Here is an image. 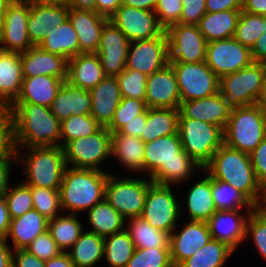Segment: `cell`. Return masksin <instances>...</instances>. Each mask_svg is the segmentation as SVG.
Returning a JSON list of instances; mask_svg holds the SVG:
<instances>
[{
    "label": "cell",
    "instance_id": "cell-25",
    "mask_svg": "<svg viewBox=\"0 0 266 267\" xmlns=\"http://www.w3.org/2000/svg\"><path fill=\"white\" fill-rule=\"evenodd\" d=\"M69 7L66 4H33L29 3L27 23L28 36L34 46L45 38L49 27L61 26L68 20Z\"/></svg>",
    "mask_w": 266,
    "mask_h": 267
},
{
    "label": "cell",
    "instance_id": "cell-66",
    "mask_svg": "<svg viewBox=\"0 0 266 267\" xmlns=\"http://www.w3.org/2000/svg\"><path fill=\"white\" fill-rule=\"evenodd\" d=\"M45 267H74L68 253L61 252L58 256L45 261Z\"/></svg>",
    "mask_w": 266,
    "mask_h": 267
},
{
    "label": "cell",
    "instance_id": "cell-35",
    "mask_svg": "<svg viewBox=\"0 0 266 267\" xmlns=\"http://www.w3.org/2000/svg\"><path fill=\"white\" fill-rule=\"evenodd\" d=\"M178 117L179 109L147 108V121L140 139L145 143L158 137L177 134Z\"/></svg>",
    "mask_w": 266,
    "mask_h": 267
},
{
    "label": "cell",
    "instance_id": "cell-56",
    "mask_svg": "<svg viewBox=\"0 0 266 267\" xmlns=\"http://www.w3.org/2000/svg\"><path fill=\"white\" fill-rule=\"evenodd\" d=\"M249 156L257 181L262 189H264L266 187V137Z\"/></svg>",
    "mask_w": 266,
    "mask_h": 267
},
{
    "label": "cell",
    "instance_id": "cell-9",
    "mask_svg": "<svg viewBox=\"0 0 266 267\" xmlns=\"http://www.w3.org/2000/svg\"><path fill=\"white\" fill-rule=\"evenodd\" d=\"M153 183L150 179H119L116 175H108L104 199L126 219L141 217L144 209L148 187Z\"/></svg>",
    "mask_w": 266,
    "mask_h": 267
},
{
    "label": "cell",
    "instance_id": "cell-30",
    "mask_svg": "<svg viewBox=\"0 0 266 267\" xmlns=\"http://www.w3.org/2000/svg\"><path fill=\"white\" fill-rule=\"evenodd\" d=\"M22 82L21 53L0 50V102L9 107L18 97Z\"/></svg>",
    "mask_w": 266,
    "mask_h": 267
},
{
    "label": "cell",
    "instance_id": "cell-68",
    "mask_svg": "<svg viewBox=\"0 0 266 267\" xmlns=\"http://www.w3.org/2000/svg\"><path fill=\"white\" fill-rule=\"evenodd\" d=\"M66 5L69 8H76V9L96 12L95 0H67Z\"/></svg>",
    "mask_w": 266,
    "mask_h": 267
},
{
    "label": "cell",
    "instance_id": "cell-2",
    "mask_svg": "<svg viewBox=\"0 0 266 267\" xmlns=\"http://www.w3.org/2000/svg\"><path fill=\"white\" fill-rule=\"evenodd\" d=\"M9 112L14 120L15 144L24 148L60 146L61 122L49 107L31 103H12Z\"/></svg>",
    "mask_w": 266,
    "mask_h": 267
},
{
    "label": "cell",
    "instance_id": "cell-51",
    "mask_svg": "<svg viewBox=\"0 0 266 267\" xmlns=\"http://www.w3.org/2000/svg\"><path fill=\"white\" fill-rule=\"evenodd\" d=\"M146 109L145 101L128 97L122 98L107 129L111 133L117 132L122 126L130 122L135 116L142 114Z\"/></svg>",
    "mask_w": 266,
    "mask_h": 267
},
{
    "label": "cell",
    "instance_id": "cell-18",
    "mask_svg": "<svg viewBox=\"0 0 266 267\" xmlns=\"http://www.w3.org/2000/svg\"><path fill=\"white\" fill-rule=\"evenodd\" d=\"M130 41L125 34L108 20L101 31L99 56L106 76H117L126 68Z\"/></svg>",
    "mask_w": 266,
    "mask_h": 267
},
{
    "label": "cell",
    "instance_id": "cell-31",
    "mask_svg": "<svg viewBox=\"0 0 266 267\" xmlns=\"http://www.w3.org/2000/svg\"><path fill=\"white\" fill-rule=\"evenodd\" d=\"M48 230V219L32 209L20 217L11 219L7 234L11 236L13 250L26 249L40 234Z\"/></svg>",
    "mask_w": 266,
    "mask_h": 267
},
{
    "label": "cell",
    "instance_id": "cell-22",
    "mask_svg": "<svg viewBox=\"0 0 266 267\" xmlns=\"http://www.w3.org/2000/svg\"><path fill=\"white\" fill-rule=\"evenodd\" d=\"M68 60L61 55L33 46L21 53L23 78L47 75L66 81Z\"/></svg>",
    "mask_w": 266,
    "mask_h": 267
},
{
    "label": "cell",
    "instance_id": "cell-7",
    "mask_svg": "<svg viewBox=\"0 0 266 267\" xmlns=\"http://www.w3.org/2000/svg\"><path fill=\"white\" fill-rule=\"evenodd\" d=\"M223 128L191 118H178L183 150L203 168L224 144Z\"/></svg>",
    "mask_w": 266,
    "mask_h": 267
},
{
    "label": "cell",
    "instance_id": "cell-45",
    "mask_svg": "<svg viewBox=\"0 0 266 267\" xmlns=\"http://www.w3.org/2000/svg\"><path fill=\"white\" fill-rule=\"evenodd\" d=\"M265 32V16L241 10L234 38L242 45L252 48Z\"/></svg>",
    "mask_w": 266,
    "mask_h": 267
},
{
    "label": "cell",
    "instance_id": "cell-43",
    "mask_svg": "<svg viewBox=\"0 0 266 267\" xmlns=\"http://www.w3.org/2000/svg\"><path fill=\"white\" fill-rule=\"evenodd\" d=\"M134 250V243L125 229L104 237V256L110 267H126Z\"/></svg>",
    "mask_w": 266,
    "mask_h": 267
},
{
    "label": "cell",
    "instance_id": "cell-32",
    "mask_svg": "<svg viewBox=\"0 0 266 267\" xmlns=\"http://www.w3.org/2000/svg\"><path fill=\"white\" fill-rule=\"evenodd\" d=\"M42 50L61 55L67 60L80 54L78 36L70 22L61 26L49 27L45 38L38 45Z\"/></svg>",
    "mask_w": 266,
    "mask_h": 267
},
{
    "label": "cell",
    "instance_id": "cell-46",
    "mask_svg": "<svg viewBox=\"0 0 266 267\" xmlns=\"http://www.w3.org/2000/svg\"><path fill=\"white\" fill-rule=\"evenodd\" d=\"M126 267H174L170 248H139L134 250Z\"/></svg>",
    "mask_w": 266,
    "mask_h": 267
},
{
    "label": "cell",
    "instance_id": "cell-50",
    "mask_svg": "<svg viewBox=\"0 0 266 267\" xmlns=\"http://www.w3.org/2000/svg\"><path fill=\"white\" fill-rule=\"evenodd\" d=\"M245 234L246 239L251 234L258 252L266 260V214L259 207L248 214Z\"/></svg>",
    "mask_w": 266,
    "mask_h": 267
},
{
    "label": "cell",
    "instance_id": "cell-27",
    "mask_svg": "<svg viewBox=\"0 0 266 267\" xmlns=\"http://www.w3.org/2000/svg\"><path fill=\"white\" fill-rule=\"evenodd\" d=\"M105 77L96 53H80L67 62L66 82L75 87L89 91Z\"/></svg>",
    "mask_w": 266,
    "mask_h": 267
},
{
    "label": "cell",
    "instance_id": "cell-3",
    "mask_svg": "<svg viewBox=\"0 0 266 267\" xmlns=\"http://www.w3.org/2000/svg\"><path fill=\"white\" fill-rule=\"evenodd\" d=\"M202 170L208 172L211 178L230 184L255 207L260 205L263 189L257 181L248 153L223 144Z\"/></svg>",
    "mask_w": 266,
    "mask_h": 267
},
{
    "label": "cell",
    "instance_id": "cell-55",
    "mask_svg": "<svg viewBox=\"0 0 266 267\" xmlns=\"http://www.w3.org/2000/svg\"><path fill=\"white\" fill-rule=\"evenodd\" d=\"M180 24L198 25L200 19L207 13L206 0H182Z\"/></svg>",
    "mask_w": 266,
    "mask_h": 267
},
{
    "label": "cell",
    "instance_id": "cell-64",
    "mask_svg": "<svg viewBox=\"0 0 266 267\" xmlns=\"http://www.w3.org/2000/svg\"><path fill=\"white\" fill-rule=\"evenodd\" d=\"M6 240L8 239L0 236V267H12L13 265V249Z\"/></svg>",
    "mask_w": 266,
    "mask_h": 267
},
{
    "label": "cell",
    "instance_id": "cell-23",
    "mask_svg": "<svg viewBox=\"0 0 266 267\" xmlns=\"http://www.w3.org/2000/svg\"><path fill=\"white\" fill-rule=\"evenodd\" d=\"M92 109L90 115L102 126L108 127L119 106L122 95L116 76H106L89 90Z\"/></svg>",
    "mask_w": 266,
    "mask_h": 267
},
{
    "label": "cell",
    "instance_id": "cell-62",
    "mask_svg": "<svg viewBox=\"0 0 266 267\" xmlns=\"http://www.w3.org/2000/svg\"><path fill=\"white\" fill-rule=\"evenodd\" d=\"M17 161V158H0V195H4L9 189V175L11 172V161Z\"/></svg>",
    "mask_w": 266,
    "mask_h": 267
},
{
    "label": "cell",
    "instance_id": "cell-26",
    "mask_svg": "<svg viewBox=\"0 0 266 267\" xmlns=\"http://www.w3.org/2000/svg\"><path fill=\"white\" fill-rule=\"evenodd\" d=\"M80 46V53H96L100 45L101 31L109 20L96 12L70 8L69 16Z\"/></svg>",
    "mask_w": 266,
    "mask_h": 267
},
{
    "label": "cell",
    "instance_id": "cell-10",
    "mask_svg": "<svg viewBox=\"0 0 266 267\" xmlns=\"http://www.w3.org/2000/svg\"><path fill=\"white\" fill-rule=\"evenodd\" d=\"M63 150L68 167L103 171L98 165L111 156V132L101 127L92 135L69 141Z\"/></svg>",
    "mask_w": 266,
    "mask_h": 267
},
{
    "label": "cell",
    "instance_id": "cell-21",
    "mask_svg": "<svg viewBox=\"0 0 266 267\" xmlns=\"http://www.w3.org/2000/svg\"><path fill=\"white\" fill-rule=\"evenodd\" d=\"M231 107L218 92L212 96L180 103L178 118H191L225 128Z\"/></svg>",
    "mask_w": 266,
    "mask_h": 267
},
{
    "label": "cell",
    "instance_id": "cell-38",
    "mask_svg": "<svg viewBox=\"0 0 266 267\" xmlns=\"http://www.w3.org/2000/svg\"><path fill=\"white\" fill-rule=\"evenodd\" d=\"M87 216L90 226H92L90 231L103 238L125 229L126 219L105 199L90 208Z\"/></svg>",
    "mask_w": 266,
    "mask_h": 267
},
{
    "label": "cell",
    "instance_id": "cell-69",
    "mask_svg": "<svg viewBox=\"0 0 266 267\" xmlns=\"http://www.w3.org/2000/svg\"><path fill=\"white\" fill-rule=\"evenodd\" d=\"M33 4H50V5H61L67 4V0H26Z\"/></svg>",
    "mask_w": 266,
    "mask_h": 267
},
{
    "label": "cell",
    "instance_id": "cell-34",
    "mask_svg": "<svg viewBox=\"0 0 266 267\" xmlns=\"http://www.w3.org/2000/svg\"><path fill=\"white\" fill-rule=\"evenodd\" d=\"M145 143L140 139L121 133H111V155H115L126 168L144 172Z\"/></svg>",
    "mask_w": 266,
    "mask_h": 267
},
{
    "label": "cell",
    "instance_id": "cell-48",
    "mask_svg": "<svg viewBox=\"0 0 266 267\" xmlns=\"http://www.w3.org/2000/svg\"><path fill=\"white\" fill-rule=\"evenodd\" d=\"M15 187L8 189L5 194V202L11 219L22 216L33 209L31 186L25 183H17Z\"/></svg>",
    "mask_w": 266,
    "mask_h": 267
},
{
    "label": "cell",
    "instance_id": "cell-72",
    "mask_svg": "<svg viewBox=\"0 0 266 267\" xmlns=\"http://www.w3.org/2000/svg\"><path fill=\"white\" fill-rule=\"evenodd\" d=\"M9 113V107L0 102V121Z\"/></svg>",
    "mask_w": 266,
    "mask_h": 267
},
{
    "label": "cell",
    "instance_id": "cell-5",
    "mask_svg": "<svg viewBox=\"0 0 266 267\" xmlns=\"http://www.w3.org/2000/svg\"><path fill=\"white\" fill-rule=\"evenodd\" d=\"M20 154V150L17 149V161L21 159L24 173L27 175V181L23 183L48 189L60 188L67 167L61 146L30 147L26 156Z\"/></svg>",
    "mask_w": 266,
    "mask_h": 267
},
{
    "label": "cell",
    "instance_id": "cell-53",
    "mask_svg": "<svg viewBox=\"0 0 266 267\" xmlns=\"http://www.w3.org/2000/svg\"><path fill=\"white\" fill-rule=\"evenodd\" d=\"M26 250L43 261H48L63 252L55 243L48 230L38 235Z\"/></svg>",
    "mask_w": 266,
    "mask_h": 267
},
{
    "label": "cell",
    "instance_id": "cell-47",
    "mask_svg": "<svg viewBox=\"0 0 266 267\" xmlns=\"http://www.w3.org/2000/svg\"><path fill=\"white\" fill-rule=\"evenodd\" d=\"M31 195L33 199V209L37 210L48 220L60 215L62 211L60 205L59 189H48L43 187L31 186Z\"/></svg>",
    "mask_w": 266,
    "mask_h": 267
},
{
    "label": "cell",
    "instance_id": "cell-65",
    "mask_svg": "<svg viewBox=\"0 0 266 267\" xmlns=\"http://www.w3.org/2000/svg\"><path fill=\"white\" fill-rule=\"evenodd\" d=\"M242 11L266 16V0H243Z\"/></svg>",
    "mask_w": 266,
    "mask_h": 267
},
{
    "label": "cell",
    "instance_id": "cell-73",
    "mask_svg": "<svg viewBox=\"0 0 266 267\" xmlns=\"http://www.w3.org/2000/svg\"><path fill=\"white\" fill-rule=\"evenodd\" d=\"M258 207L266 214V187L263 189L262 200Z\"/></svg>",
    "mask_w": 266,
    "mask_h": 267
},
{
    "label": "cell",
    "instance_id": "cell-33",
    "mask_svg": "<svg viewBox=\"0 0 266 267\" xmlns=\"http://www.w3.org/2000/svg\"><path fill=\"white\" fill-rule=\"evenodd\" d=\"M241 10L207 12L198 24L207 42L234 37Z\"/></svg>",
    "mask_w": 266,
    "mask_h": 267
},
{
    "label": "cell",
    "instance_id": "cell-8",
    "mask_svg": "<svg viewBox=\"0 0 266 267\" xmlns=\"http://www.w3.org/2000/svg\"><path fill=\"white\" fill-rule=\"evenodd\" d=\"M265 76L266 65L253 62L248 67L221 77L219 92L231 108L258 104Z\"/></svg>",
    "mask_w": 266,
    "mask_h": 267
},
{
    "label": "cell",
    "instance_id": "cell-6",
    "mask_svg": "<svg viewBox=\"0 0 266 267\" xmlns=\"http://www.w3.org/2000/svg\"><path fill=\"white\" fill-rule=\"evenodd\" d=\"M224 145L250 154L266 137V113L258 105L232 108L224 130Z\"/></svg>",
    "mask_w": 266,
    "mask_h": 267
},
{
    "label": "cell",
    "instance_id": "cell-67",
    "mask_svg": "<svg viewBox=\"0 0 266 267\" xmlns=\"http://www.w3.org/2000/svg\"><path fill=\"white\" fill-rule=\"evenodd\" d=\"M157 2L158 0H122V5L154 11L157 6Z\"/></svg>",
    "mask_w": 266,
    "mask_h": 267
},
{
    "label": "cell",
    "instance_id": "cell-74",
    "mask_svg": "<svg viewBox=\"0 0 266 267\" xmlns=\"http://www.w3.org/2000/svg\"><path fill=\"white\" fill-rule=\"evenodd\" d=\"M3 23H4V15L0 14V35L3 29Z\"/></svg>",
    "mask_w": 266,
    "mask_h": 267
},
{
    "label": "cell",
    "instance_id": "cell-13",
    "mask_svg": "<svg viewBox=\"0 0 266 267\" xmlns=\"http://www.w3.org/2000/svg\"><path fill=\"white\" fill-rule=\"evenodd\" d=\"M169 62L205 61L207 41L198 25L174 24L166 30Z\"/></svg>",
    "mask_w": 266,
    "mask_h": 267
},
{
    "label": "cell",
    "instance_id": "cell-41",
    "mask_svg": "<svg viewBox=\"0 0 266 267\" xmlns=\"http://www.w3.org/2000/svg\"><path fill=\"white\" fill-rule=\"evenodd\" d=\"M65 215L60 214L48 220V231L63 252L66 248H71L83 232V226L76 219L75 214Z\"/></svg>",
    "mask_w": 266,
    "mask_h": 267
},
{
    "label": "cell",
    "instance_id": "cell-17",
    "mask_svg": "<svg viewBox=\"0 0 266 267\" xmlns=\"http://www.w3.org/2000/svg\"><path fill=\"white\" fill-rule=\"evenodd\" d=\"M131 42L160 36L165 30L160 26L154 11L121 5L109 19Z\"/></svg>",
    "mask_w": 266,
    "mask_h": 267
},
{
    "label": "cell",
    "instance_id": "cell-14",
    "mask_svg": "<svg viewBox=\"0 0 266 267\" xmlns=\"http://www.w3.org/2000/svg\"><path fill=\"white\" fill-rule=\"evenodd\" d=\"M205 63L221 78L250 66L253 60L251 49L231 37L207 42Z\"/></svg>",
    "mask_w": 266,
    "mask_h": 267
},
{
    "label": "cell",
    "instance_id": "cell-11",
    "mask_svg": "<svg viewBox=\"0 0 266 267\" xmlns=\"http://www.w3.org/2000/svg\"><path fill=\"white\" fill-rule=\"evenodd\" d=\"M169 64L176 75L181 102L209 97L219 92L220 78L205 61Z\"/></svg>",
    "mask_w": 266,
    "mask_h": 267
},
{
    "label": "cell",
    "instance_id": "cell-58",
    "mask_svg": "<svg viewBox=\"0 0 266 267\" xmlns=\"http://www.w3.org/2000/svg\"><path fill=\"white\" fill-rule=\"evenodd\" d=\"M147 121V109L140 115L135 116L130 122L122 126L117 133L140 138Z\"/></svg>",
    "mask_w": 266,
    "mask_h": 267
},
{
    "label": "cell",
    "instance_id": "cell-49",
    "mask_svg": "<svg viewBox=\"0 0 266 267\" xmlns=\"http://www.w3.org/2000/svg\"><path fill=\"white\" fill-rule=\"evenodd\" d=\"M123 98H134L145 101L148 76L137 70L124 69L116 76Z\"/></svg>",
    "mask_w": 266,
    "mask_h": 267
},
{
    "label": "cell",
    "instance_id": "cell-36",
    "mask_svg": "<svg viewBox=\"0 0 266 267\" xmlns=\"http://www.w3.org/2000/svg\"><path fill=\"white\" fill-rule=\"evenodd\" d=\"M186 198L190 220L207 222L217 211L212 195V178L209 175L197 181L190 188Z\"/></svg>",
    "mask_w": 266,
    "mask_h": 267
},
{
    "label": "cell",
    "instance_id": "cell-60",
    "mask_svg": "<svg viewBox=\"0 0 266 267\" xmlns=\"http://www.w3.org/2000/svg\"><path fill=\"white\" fill-rule=\"evenodd\" d=\"M122 5V0H95L96 13L110 19Z\"/></svg>",
    "mask_w": 266,
    "mask_h": 267
},
{
    "label": "cell",
    "instance_id": "cell-61",
    "mask_svg": "<svg viewBox=\"0 0 266 267\" xmlns=\"http://www.w3.org/2000/svg\"><path fill=\"white\" fill-rule=\"evenodd\" d=\"M251 56L253 62L266 63V16H265V32L255 42L251 48Z\"/></svg>",
    "mask_w": 266,
    "mask_h": 267
},
{
    "label": "cell",
    "instance_id": "cell-59",
    "mask_svg": "<svg viewBox=\"0 0 266 267\" xmlns=\"http://www.w3.org/2000/svg\"><path fill=\"white\" fill-rule=\"evenodd\" d=\"M243 0H206L207 12L242 10Z\"/></svg>",
    "mask_w": 266,
    "mask_h": 267
},
{
    "label": "cell",
    "instance_id": "cell-39",
    "mask_svg": "<svg viewBox=\"0 0 266 267\" xmlns=\"http://www.w3.org/2000/svg\"><path fill=\"white\" fill-rule=\"evenodd\" d=\"M128 228L129 237L136 249L139 248H170V234L156 229L142 217L130 218Z\"/></svg>",
    "mask_w": 266,
    "mask_h": 267
},
{
    "label": "cell",
    "instance_id": "cell-12",
    "mask_svg": "<svg viewBox=\"0 0 266 267\" xmlns=\"http://www.w3.org/2000/svg\"><path fill=\"white\" fill-rule=\"evenodd\" d=\"M180 207L171 190V185L152 183L148 187L141 217L156 229L170 234L175 229L179 215H181Z\"/></svg>",
    "mask_w": 266,
    "mask_h": 267
},
{
    "label": "cell",
    "instance_id": "cell-40",
    "mask_svg": "<svg viewBox=\"0 0 266 267\" xmlns=\"http://www.w3.org/2000/svg\"><path fill=\"white\" fill-rule=\"evenodd\" d=\"M234 250L227 244L211 238L191 257L185 259L178 267H223Z\"/></svg>",
    "mask_w": 266,
    "mask_h": 267
},
{
    "label": "cell",
    "instance_id": "cell-63",
    "mask_svg": "<svg viewBox=\"0 0 266 267\" xmlns=\"http://www.w3.org/2000/svg\"><path fill=\"white\" fill-rule=\"evenodd\" d=\"M11 218L4 195H0V236L7 238V234L10 228Z\"/></svg>",
    "mask_w": 266,
    "mask_h": 267
},
{
    "label": "cell",
    "instance_id": "cell-42",
    "mask_svg": "<svg viewBox=\"0 0 266 267\" xmlns=\"http://www.w3.org/2000/svg\"><path fill=\"white\" fill-rule=\"evenodd\" d=\"M212 195L217 211L247 209V215L255 206L227 182L212 178ZM245 207V208H244Z\"/></svg>",
    "mask_w": 266,
    "mask_h": 267
},
{
    "label": "cell",
    "instance_id": "cell-57",
    "mask_svg": "<svg viewBox=\"0 0 266 267\" xmlns=\"http://www.w3.org/2000/svg\"><path fill=\"white\" fill-rule=\"evenodd\" d=\"M12 267H45V261L31 254L26 249L13 250Z\"/></svg>",
    "mask_w": 266,
    "mask_h": 267
},
{
    "label": "cell",
    "instance_id": "cell-15",
    "mask_svg": "<svg viewBox=\"0 0 266 267\" xmlns=\"http://www.w3.org/2000/svg\"><path fill=\"white\" fill-rule=\"evenodd\" d=\"M167 64H169V54L165 31L151 39L130 42L126 69L137 70L149 76Z\"/></svg>",
    "mask_w": 266,
    "mask_h": 267
},
{
    "label": "cell",
    "instance_id": "cell-16",
    "mask_svg": "<svg viewBox=\"0 0 266 267\" xmlns=\"http://www.w3.org/2000/svg\"><path fill=\"white\" fill-rule=\"evenodd\" d=\"M28 17V1L14 0L8 6L0 35V50L22 53L34 46L28 36Z\"/></svg>",
    "mask_w": 266,
    "mask_h": 267
},
{
    "label": "cell",
    "instance_id": "cell-70",
    "mask_svg": "<svg viewBox=\"0 0 266 267\" xmlns=\"http://www.w3.org/2000/svg\"><path fill=\"white\" fill-rule=\"evenodd\" d=\"M258 105L265 111L266 113V76L264 80V85H263V91L261 94V97L258 101Z\"/></svg>",
    "mask_w": 266,
    "mask_h": 267
},
{
    "label": "cell",
    "instance_id": "cell-29",
    "mask_svg": "<svg viewBox=\"0 0 266 267\" xmlns=\"http://www.w3.org/2000/svg\"><path fill=\"white\" fill-rule=\"evenodd\" d=\"M64 82L60 78L47 75L23 78L20 93L13 103L50 107Z\"/></svg>",
    "mask_w": 266,
    "mask_h": 267
},
{
    "label": "cell",
    "instance_id": "cell-4",
    "mask_svg": "<svg viewBox=\"0 0 266 267\" xmlns=\"http://www.w3.org/2000/svg\"><path fill=\"white\" fill-rule=\"evenodd\" d=\"M109 173L93 169L66 167L59 188L61 209L77 214L104 200Z\"/></svg>",
    "mask_w": 266,
    "mask_h": 267
},
{
    "label": "cell",
    "instance_id": "cell-28",
    "mask_svg": "<svg viewBox=\"0 0 266 267\" xmlns=\"http://www.w3.org/2000/svg\"><path fill=\"white\" fill-rule=\"evenodd\" d=\"M49 108L60 122L71 115H89L92 109L91 95L89 91L65 81Z\"/></svg>",
    "mask_w": 266,
    "mask_h": 267
},
{
    "label": "cell",
    "instance_id": "cell-52",
    "mask_svg": "<svg viewBox=\"0 0 266 267\" xmlns=\"http://www.w3.org/2000/svg\"><path fill=\"white\" fill-rule=\"evenodd\" d=\"M182 7V0H158L154 12L164 30L174 24H178Z\"/></svg>",
    "mask_w": 266,
    "mask_h": 267
},
{
    "label": "cell",
    "instance_id": "cell-1",
    "mask_svg": "<svg viewBox=\"0 0 266 267\" xmlns=\"http://www.w3.org/2000/svg\"><path fill=\"white\" fill-rule=\"evenodd\" d=\"M203 169L182 148L179 133L145 142L144 172L159 185L180 184L191 176L194 168Z\"/></svg>",
    "mask_w": 266,
    "mask_h": 267
},
{
    "label": "cell",
    "instance_id": "cell-54",
    "mask_svg": "<svg viewBox=\"0 0 266 267\" xmlns=\"http://www.w3.org/2000/svg\"><path fill=\"white\" fill-rule=\"evenodd\" d=\"M16 152L14 120L9 112L0 121V158H15Z\"/></svg>",
    "mask_w": 266,
    "mask_h": 267
},
{
    "label": "cell",
    "instance_id": "cell-44",
    "mask_svg": "<svg viewBox=\"0 0 266 267\" xmlns=\"http://www.w3.org/2000/svg\"><path fill=\"white\" fill-rule=\"evenodd\" d=\"M101 127L90 114L71 115L60 124V139L63 140L60 141V146L63 148L69 141L92 135Z\"/></svg>",
    "mask_w": 266,
    "mask_h": 267
},
{
    "label": "cell",
    "instance_id": "cell-24",
    "mask_svg": "<svg viewBox=\"0 0 266 267\" xmlns=\"http://www.w3.org/2000/svg\"><path fill=\"white\" fill-rule=\"evenodd\" d=\"M241 211L242 209L216 211L207 221L211 237L227 244L234 251L246 239L248 217H244Z\"/></svg>",
    "mask_w": 266,
    "mask_h": 267
},
{
    "label": "cell",
    "instance_id": "cell-19",
    "mask_svg": "<svg viewBox=\"0 0 266 267\" xmlns=\"http://www.w3.org/2000/svg\"><path fill=\"white\" fill-rule=\"evenodd\" d=\"M180 103L176 75L170 64L148 76L145 95L147 108L179 109Z\"/></svg>",
    "mask_w": 266,
    "mask_h": 267
},
{
    "label": "cell",
    "instance_id": "cell-71",
    "mask_svg": "<svg viewBox=\"0 0 266 267\" xmlns=\"http://www.w3.org/2000/svg\"><path fill=\"white\" fill-rule=\"evenodd\" d=\"M14 0H0V14L4 15V13L7 11L8 6L13 2Z\"/></svg>",
    "mask_w": 266,
    "mask_h": 267
},
{
    "label": "cell",
    "instance_id": "cell-37",
    "mask_svg": "<svg viewBox=\"0 0 266 267\" xmlns=\"http://www.w3.org/2000/svg\"><path fill=\"white\" fill-rule=\"evenodd\" d=\"M68 252L75 267H94L104 257V238L94 232H82Z\"/></svg>",
    "mask_w": 266,
    "mask_h": 267
},
{
    "label": "cell",
    "instance_id": "cell-20",
    "mask_svg": "<svg viewBox=\"0 0 266 267\" xmlns=\"http://www.w3.org/2000/svg\"><path fill=\"white\" fill-rule=\"evenodd\" d=\"M211 238L208 223L205 221L190 220L179 233L171 232L169 246L174 267L194 255Z\"/></svg>",
    "mask_w": 266,
    "mask_h": 267
}]
</instances>
